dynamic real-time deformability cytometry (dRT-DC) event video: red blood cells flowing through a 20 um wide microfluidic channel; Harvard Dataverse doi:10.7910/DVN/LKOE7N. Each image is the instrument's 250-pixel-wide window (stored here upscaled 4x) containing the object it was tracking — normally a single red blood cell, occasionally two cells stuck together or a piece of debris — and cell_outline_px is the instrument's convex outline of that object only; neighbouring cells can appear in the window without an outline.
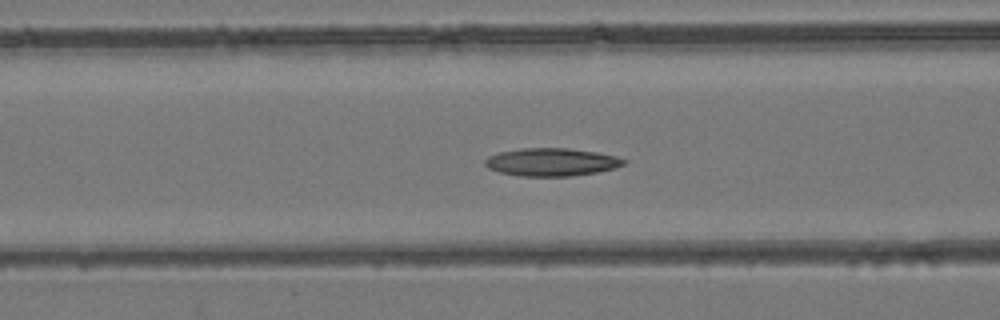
{"species": "common noctule bat (a hibernating species)", "species_latin": "Nyctalus noctula", "temperature_condition": "room temperature", "stored_images_in_passage": 50, "camera_frame_rate_fps": 3000, "um_per_image_px": 0.085, "animal": {"sex": "female", "body_mass_g": 24.6, "forearm_length_mm": 56.2}, "frame": {"image": 1, "passage_image": 20, "time_ms": 6.333, "image_size_px": [1000, 320], "cell_outline_px": [[628, 160], [624, 164], [616, 168], [596, 172], [568, 176], [516, 176], [500, 172], [488, 168], [484, 164], [484, 160], [488, 156], [496, 152], [520, 148], [568, 148], [596, 152], [616, 156]], "centroid_in_image_um": [46.84, 13.77], "position_along_channel_um": 119.8, "area_um2": 22.72}}
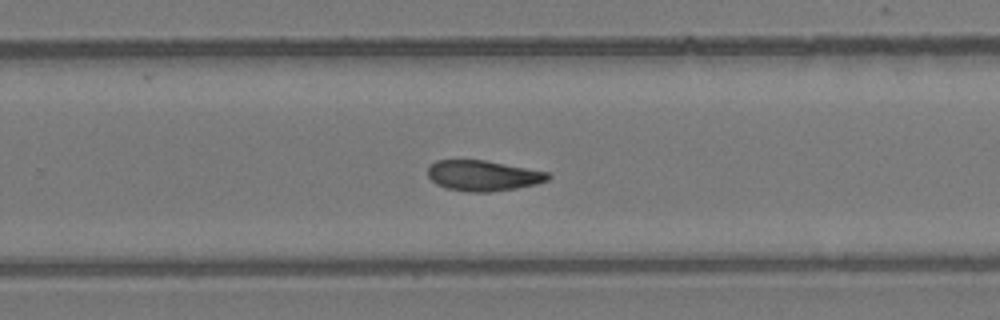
{"frame": {"image": 2, "passage_image": 32, "time_ms": 10.333, "image_size_px": [1000, 320], "cell_outline_px": [[552, 176], [548, 180], [536, 184], [516, 188], [488, 192], [472, 192], [448, 188], [436, 184], [428, 176], [428, 168], [436, 160], [484, 160], [548, 172]], "centroid_in_image_um": [41.07, 14.92], "position_along_channel_um": 288.7, "area_um2": 21.15}}
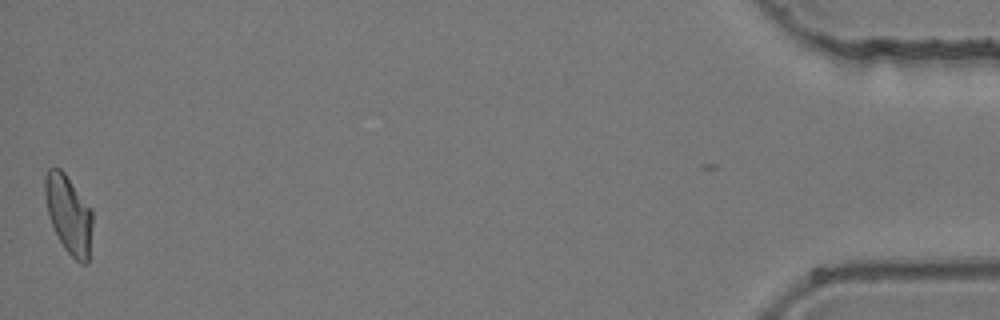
{"frame": {"image": 3, "passage_image": 49, "time_ms": 16.0, "image_size_px": [1000, 320], "cell_outline_px": [[92, 224], [88, 264], [80, 264], [64, 248], [48, 216], [44, 196], [44, 176], [48, 168], [60, 168], [64, 172], [92, 208]], "centroid_in_image_um": [5.83, 18.19], "position_along_channel_um": 429.4, "area_um2": 21.79}}